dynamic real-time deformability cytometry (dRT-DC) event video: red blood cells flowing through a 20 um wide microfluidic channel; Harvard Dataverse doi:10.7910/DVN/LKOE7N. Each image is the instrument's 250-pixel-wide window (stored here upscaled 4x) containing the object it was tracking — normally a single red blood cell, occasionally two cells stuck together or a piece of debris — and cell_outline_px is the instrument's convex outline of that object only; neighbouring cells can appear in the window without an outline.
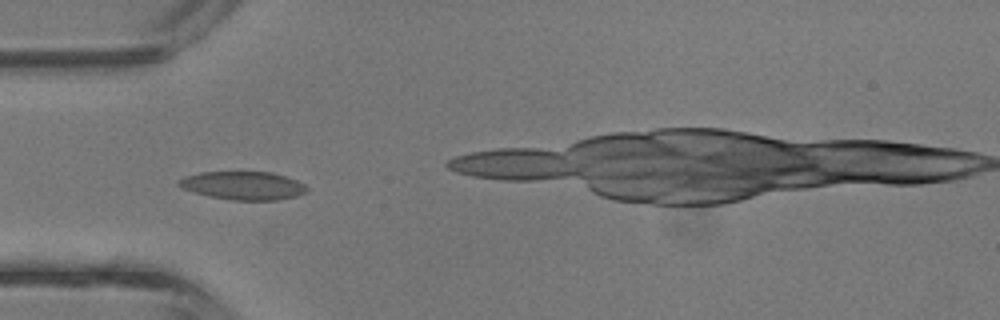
{"species": "common noctule bat (a hibernating species)", "species_latin": "Nyctalus noctula", "temperature_condition": "room temperature", "stored_images_in_passage": 7, "camera_frame_rate_fps": 3000, "um_per_image_px": 0.085, "animal": {"sex": "male", "body_mass_g": 13.3}, "frame": {"image": 1, "passage_image": 3, "time_ms": 0.667, "image_size_px": [1000, 320], "cell_outline_px": [[308, 192], [296, 196], [276, 200], [232, 200], [208, 196], [192, 192], [180, 188], [176, 184], [184, 176], [200, 172], [272, 172], [296, 180], [304, 184], [308, 188]], "centroid_in_image_um": [20.64, 15.78], "position_along_channel_um": 64.4, "area_um2": 21.21}}